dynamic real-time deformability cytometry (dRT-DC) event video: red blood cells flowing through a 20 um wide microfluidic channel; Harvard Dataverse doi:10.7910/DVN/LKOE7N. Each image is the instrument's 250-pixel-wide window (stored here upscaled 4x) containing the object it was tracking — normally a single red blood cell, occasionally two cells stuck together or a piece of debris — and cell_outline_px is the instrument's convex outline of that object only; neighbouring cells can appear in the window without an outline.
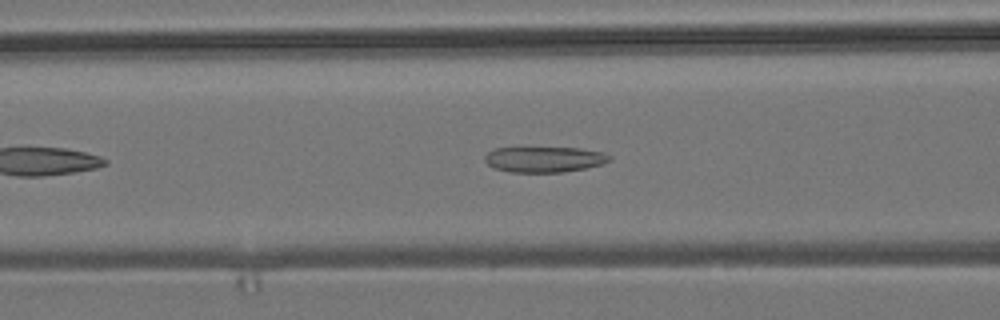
{"species": "common noctule bat (a hibernating species)", "species_latin": "Nyctalus noctula", "temperature_condition": "room temperature", "stored_images_in_passage": 34, "camera_frame_rate_fps": 3000, "um_per_image_px": 0.085, "animal": {"sex": "male", "body_mass_g": 19.2, "forearm_length_mm": 51.8}, "frame": {"image": 1, "passage_image": 9, "time_ms": 2.667, "image_size_px": [1000, 320], "cell_outline_px": [[612, 160], [604, 164], [584, 168], [560, 172], [512, 172], [496, 168], [488, 164], [484, 160], [484, 156], [488, 152], [496, 148], [580, 148], [604, 152], [612, 156]], "centroid_in_image_um": [46.32, 13.54], "position_along_channel_um": 120.3, "area_um2": 18.55}}
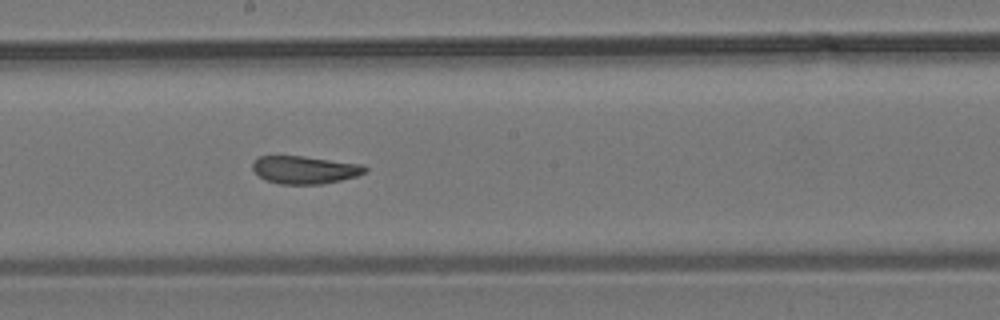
{"frame": {"image": 2, "passage_image": 17, "time_ms": 5.333, "image_size_px": [1000, 320], "cell_outline_px": [[368, 168], [364, 172], [356, 176], [340, 180], [320, 184], [280, 184], [264, 180], [252, 168], [252, 164], [260, 156], [304, 156], [360, 164]], "centroid_in_image_um": [25.88, 14.43], "position_along_channel_um": 222.3, "area_um2": 17.98}}
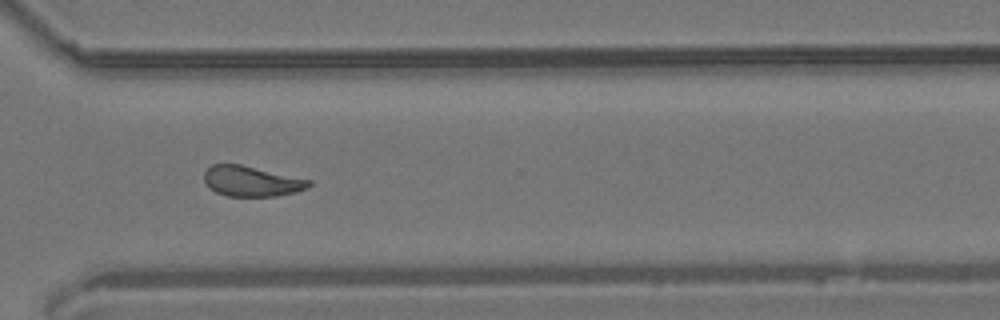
{"frame": {"image": 3, "passage_image": 27, "time_ms": 8.667, "image_size_px": [1000, 320], "cell_outline_px": [[312, 184], [308, 188], [296, 192], [276, 196], [228, 196], [216, 192], [208, 188], [204, 180], [204, 172], [212, 164], [240, 164], [312, 180]], "centroid_in_image_um": [21.38, 15.4], "position_along_channel_um": 349.2, "area_um2": 18.61}, "authors_computed_cell_mechanics": {"area_um2": 18.9295, "velocity_mm_per_s": 3.8185, "shape_relaxation_time_tau1_ms": null, "shape_relaxation_time_tau2_ms": 2.0299, "deformation_change_tau1": null, "deformation_change_tau2": 0.1032}}